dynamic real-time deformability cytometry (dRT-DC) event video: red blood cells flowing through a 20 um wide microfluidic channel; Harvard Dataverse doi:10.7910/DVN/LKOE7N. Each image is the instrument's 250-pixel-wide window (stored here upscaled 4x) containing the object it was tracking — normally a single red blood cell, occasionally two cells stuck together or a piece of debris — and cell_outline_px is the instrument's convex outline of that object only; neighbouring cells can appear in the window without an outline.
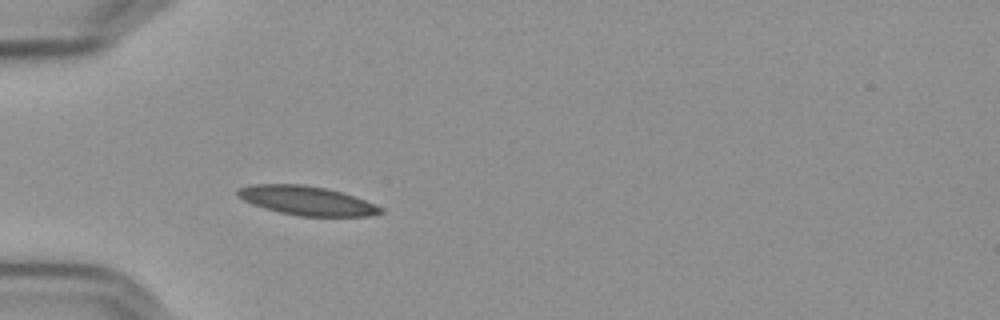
{"species": "Egyptian fruit bat (a non-hibernating species)", "species_latin": "Rousettus aegyptiacus", "temperature_condition": "cold", "stored_images_in_passage": 40, "camera_frame_rate_fps": 3000, "um_per_image_px": 0.085, "frame": {"image": 1, "passage_image": 1, "time_ms": 0.0, "image_size_px": [1000, 320], "cell_outline_px": [[384, 212], [368, 216], [300, 216], [280, 212], [264, 208], [252, 204], [236, 196], [236, 192], [240, 188], [252, 184], [300, 184], [324, 188], [340, 192], [364, 200], [380, 208]], "centroid_in_image_um": [26.01, 17.05], "position_along_channel_um": 59.0, "area_um2": 23.76}}
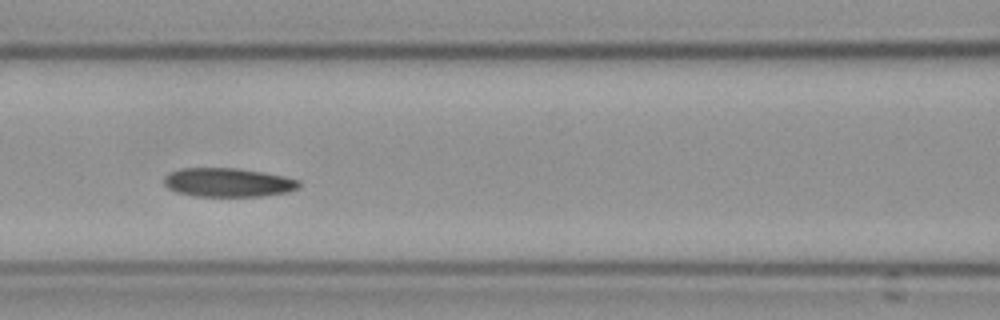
{"frame": {"image": 2, "passage_image": 9, "time_ms": 2.667, "image_size_px": [1000, 320], "cell_outline_px": [[300, 188], [288, 192], [260, 196], [196, 196], [176, 192], [168, 188], [164, 184], [164, 176], [168, 172], [180, 168], [240, 168], [264, 172], [284, 176], [300, 180]], "centroid_in_image_um": [19.38, 15.5], "position_along_channel_um": 147.2, "area_um2": 22.95}}
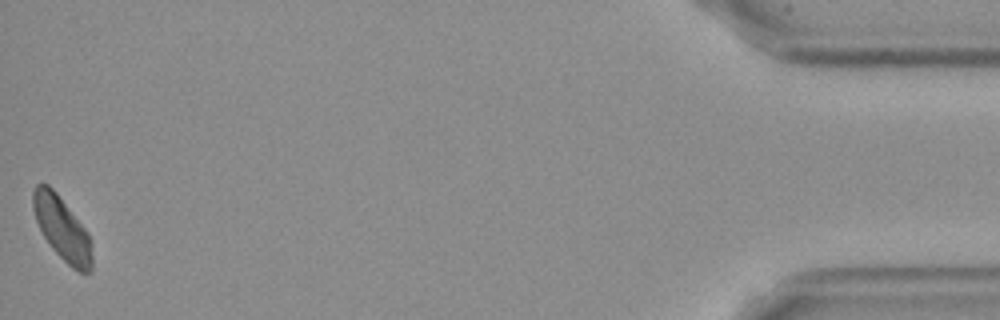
{"frame": {"image": 3, "passage_image": 40, "time_ms": 13.0, "image_size_px": [1000, 320], "cell_outline_px": [[92, 272], [80, 272], [72, 268], [52, 248], [44, 236], [36, 220], [32, 208], [32, 192], [36, 184], [48, 184], [56, 192], [88, 232], [92, 256]], "centroid_in_image_um": [5.27, 19.42], "position_along_channel_um": 429.9, "area_um2": 21.5}, "authors_computed_cell_mechanics": {"area_um2": 22.9755, "velocity_mm_per_s": 3.5738, "shape_relaxation_time_tau1_ms": null, "shape_relaxation_time_tau2_ms": 4.0511, "deformation_change_tau1": null, "deformation_change_tau2": 0.0789}}